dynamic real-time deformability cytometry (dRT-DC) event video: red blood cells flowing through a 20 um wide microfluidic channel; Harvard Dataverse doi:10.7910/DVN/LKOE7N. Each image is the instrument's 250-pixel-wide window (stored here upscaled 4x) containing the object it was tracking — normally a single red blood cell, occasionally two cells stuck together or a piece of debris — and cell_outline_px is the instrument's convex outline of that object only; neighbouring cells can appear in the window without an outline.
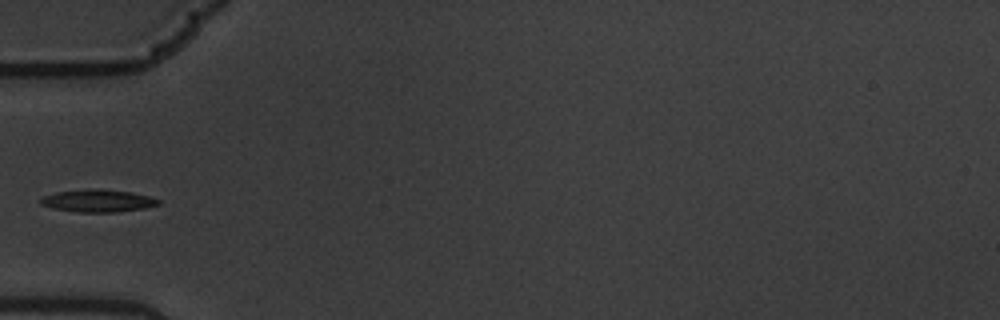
{"species": "common noctule bat (a hibernating species)", "species_latin": "Nyctalus noctula", "temperature_condition": "warm", "stored_images_in_passage": 5, "camera_frame_rate_fps": 3000, "um_per_image_px": 0.085, "animal": {"sex": "male", "body_mass_g": 19.5, "forearm_length_mm": 54.6}, "frame": {"image": 1, "passage_image": 5, "time_ms": 1.333, "image_size_px": [1000, 320], "cell_outline_px": [[160, 204], [144, 208], [116, 212], [80, 212], [56, 208], [40, 204], [40, 200], [44, 196], [56, 192], [88, 188], [132, 192], [148, 196], [160, 200]], "centroid_in_image_um": [8.33, 17.06], "position_along_channel_um": 76.7, "area_um2": 15.2}}